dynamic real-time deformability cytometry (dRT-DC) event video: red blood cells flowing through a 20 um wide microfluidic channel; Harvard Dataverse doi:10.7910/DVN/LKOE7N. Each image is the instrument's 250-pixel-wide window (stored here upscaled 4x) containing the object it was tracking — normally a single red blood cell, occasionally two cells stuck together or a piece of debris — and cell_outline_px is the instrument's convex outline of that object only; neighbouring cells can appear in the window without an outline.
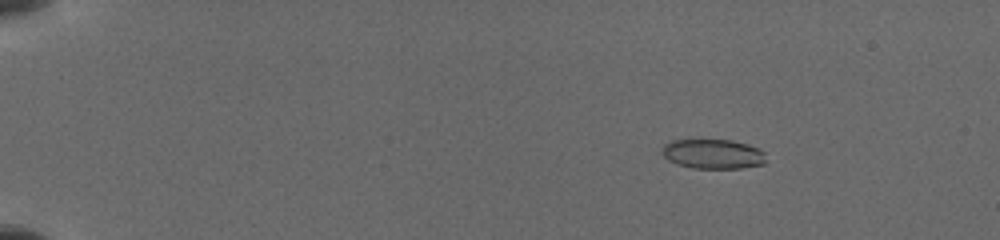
{"species": "common noctule bat (a hibernating species)", "species_latin": "Nyctalus noctula", "temperature_condition": "cold", "stored_images_in_passage": 43, "camera_frame_rate_fps": 3000, "um_per_image_px": 0.085, "animal": {"sex": "female", "body_mass_g": 19.5, "forearm_length_mm": 54.1}, "frame": {"image": 1, "passage_image": 4, "time_ms": 3.0, "image_size_px": [1000, 240], "cell_outline_px": [[764, 164], [740, 168], [692, 168], [676, 164], [668, 160], [660, 152], [664, 144], [672, 140], [732, 140], [748, 144], [764, 152]], "centroid_in_image_um": [60.55, 13.09], "position_along_channel_um": 24.4, "area_um2": 17.92}}
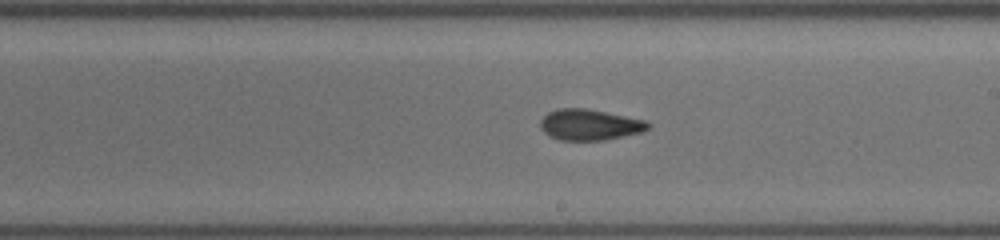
{"frame": {"image": 2, "passage_image": 26, "time_ms": 11.333, "image_size_px": [1000, 240], "cell_outline_px": [[652, 124], [644, 132], [604, 140], [560, 140], [544, 132], [540, 128], [540, 120], [548, 112], [556, 108], [584, 108], [644, 120]], "centroid_in_image_um": [50.11, 10.6], "position_along_channel_um": 238.9, "area_um2": 19.31}}
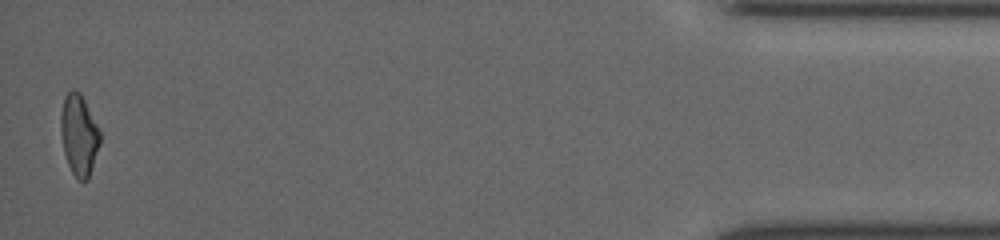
{"frame": {"image": 3, "passage_image": 43, "time_ms": 18.0, "image_size_px": [1000, 240], "cell_outline_px": [[100, 144], [88, 180], [80, 180], [72, 172], [68, 164], [64, 152], [60, 128], [60, 116], [64, 96], [72, 88], [80, 92], [100, 132]], "centroid_in_image_um": [6.7, 11.45], "position_along_channel_um": 428.5, "area_um2": 18.32}}